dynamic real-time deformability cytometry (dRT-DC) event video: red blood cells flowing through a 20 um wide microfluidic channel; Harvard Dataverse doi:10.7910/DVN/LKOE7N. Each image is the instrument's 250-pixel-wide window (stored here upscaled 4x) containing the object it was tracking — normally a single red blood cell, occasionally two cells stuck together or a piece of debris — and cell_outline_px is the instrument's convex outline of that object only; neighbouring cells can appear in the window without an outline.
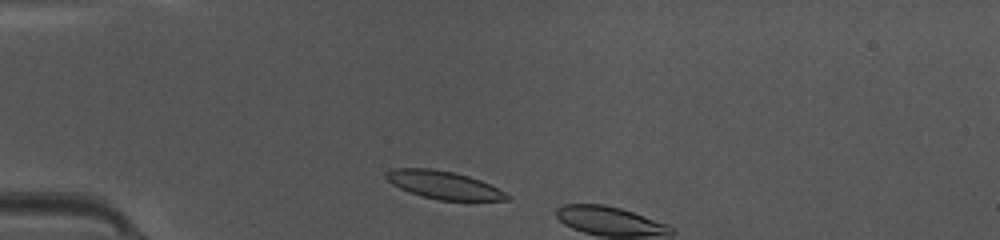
{"species": "common noctule bat (a hibernating species)", "species_latin": "Nyctalus noctula", "temperature_condition": "warm", "stored_images_in_passage": 4, "camera_frame_rate_fps": 3000, "um_per_image_px": 0.085, "animal": {"sex": "female", "body_mass_g": 10.0, "forearm_length_mm": 53.1}, "frame": {"image": 1, "passage_image": 2, "time_ms": 0.333, "image_size_px": [1000, 240], "cell_outline_px": [[512, 200], [436, 200], [420, 196], [400, 188], [392, 184], [384, 176], [384, 172], [392, 168], [432, 168], [452, 172], [468, 176], [480, 180], [512, 196]], "centroid_in_image_um": [37.68, 15.72], "position_along_channel_um": 47.3, "area_um2": 19.65}}